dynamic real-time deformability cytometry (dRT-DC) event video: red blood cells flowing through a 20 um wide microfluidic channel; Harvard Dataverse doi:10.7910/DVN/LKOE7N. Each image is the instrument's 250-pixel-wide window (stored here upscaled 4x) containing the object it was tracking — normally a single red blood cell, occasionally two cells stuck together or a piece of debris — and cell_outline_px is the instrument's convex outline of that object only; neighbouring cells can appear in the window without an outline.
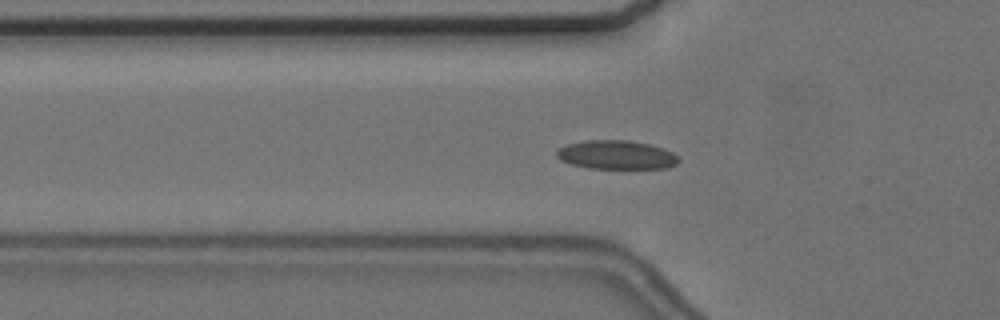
{"species": "common noctule bat (a hibernating species)", "species_latin": "Nyctalus noctula", "temperature_condition": "cold", "stored_images_in_passage": 57, "camera_frame_rate_fps": 3000, "um_per_image_px": 0.085, "animal": {"sex": "female", "body_mass_g": 24.6, "forearm_length_mm": 56.2}, "frame": {"image": 1, "passage_image": 19, "time_ms": 6.0, "image_size_px": [1000, 320], "cell_outline_px": [[680, 160], [676, 164], [668, 168], [588, 168], [572, 164], [560, 160], [556, 156], [556, 152], [560, 148], [568, 144], [584, 140], [628, 140], [648, 144], [664, 148], [672, 152]], "centroid_in_image_um": [52.39, 13.16], "position_along_channel_um": 73.4, "area_um2": 20.4}}
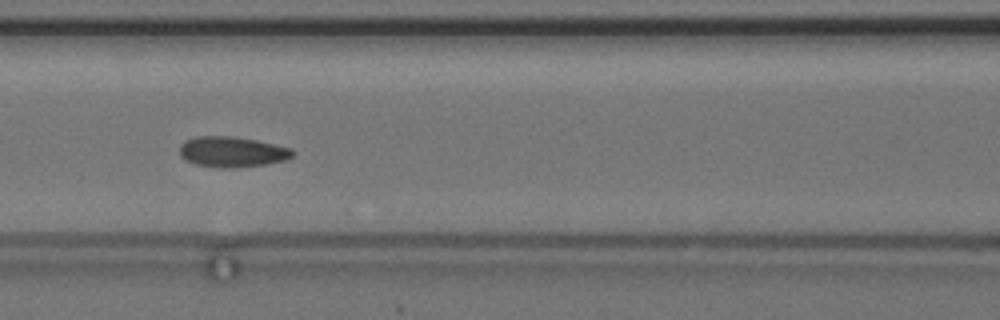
{"frame": {"image": 2, "passage_image": 25, "time_ms": 8.0, "image_size_px": [1000, 320], "cell_outline_px": [[296, 152], [288, 160], [264, 164], [232, 168], [220, 168], [196, 164], [184, 160], [180, 156], [180, 144], [184, 140], [196, 136], [232, 136], [256, 140], [292, 148]], "centroid_in_image_um": [19.72, 12.9], "position_along_channel_um": 146.9, "area_um2": 20.29}}
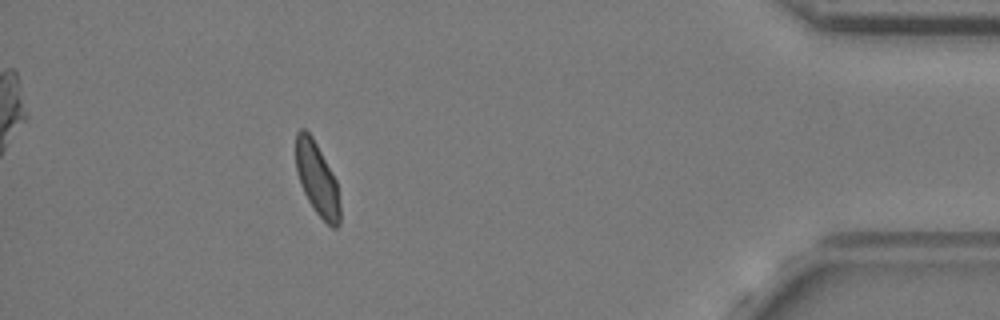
{"frame": {"image": 3, "passage_image": 51, "time_ms": 16.667, "image_size_px": [1000, 320], "cell_outline_px": [[340, 224], [336, 228], [332, 228], [316, 212], [308, 200], [300, 184], [296, 172], [296, 132], [300, 128], [304, 128], [312, 136], [336, 180], [340, 204]], "centroid_in_image_um": [26.95, 15.22], "position_along_channel_um": 408.3, "area_um2": 18.67}, "authors_computed_cell_mechanics": {"area_um2": 19.4786, "velocity_mm_per_s": 3.6243, "shape_relaxation_time_tau1_ms": 6.5178, "shape_relaxation_time_tau2_ms": 1.4095, "deformation_change_tau1": 0.1137, "deformation_change_tau2": 0.0586}}